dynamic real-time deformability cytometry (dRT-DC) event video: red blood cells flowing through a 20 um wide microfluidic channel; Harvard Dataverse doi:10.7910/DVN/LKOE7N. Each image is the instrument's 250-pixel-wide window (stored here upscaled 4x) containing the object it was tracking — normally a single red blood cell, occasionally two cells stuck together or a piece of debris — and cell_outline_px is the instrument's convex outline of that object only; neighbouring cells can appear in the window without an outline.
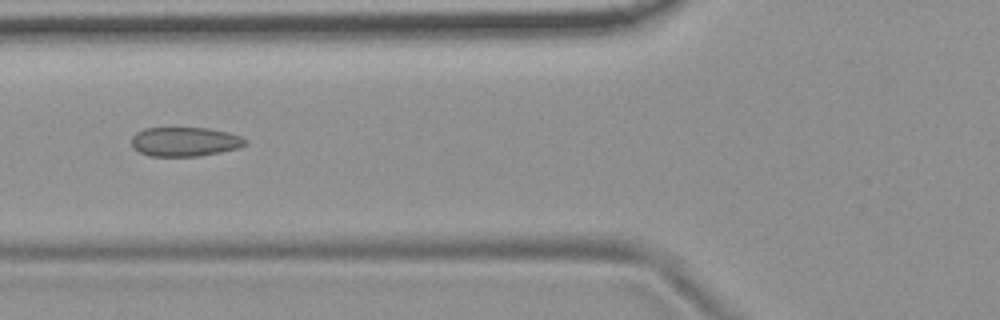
{"species": "common noctule bat (a hibernating species)", "species_latin": "Nyctalus noctula", "temperature_condition": "room temperature", "stored_images_in_passage": 9, "camera_frame_rate_fps": 3000, "um_per_image_px": 0.085, "animal": {"sex": "female", "body_mass_g": 19.9}, "frame": {"image": 1, "passage_image": 6, "time_ms": 6.0, "image_size_px": [1000, 320], "cell_outline_px": [[248, 144], [240, 148], [200, 156], [148, 156], [132, 148], [132, 136], [136, 132], [144, 128], [208, 128], [228, 132], [240, 136], [248, 140]], "centroid_in_image_um": [15.73, 12.05], "position_along_channel_um": 110.1, "area_um2": 19.59}}
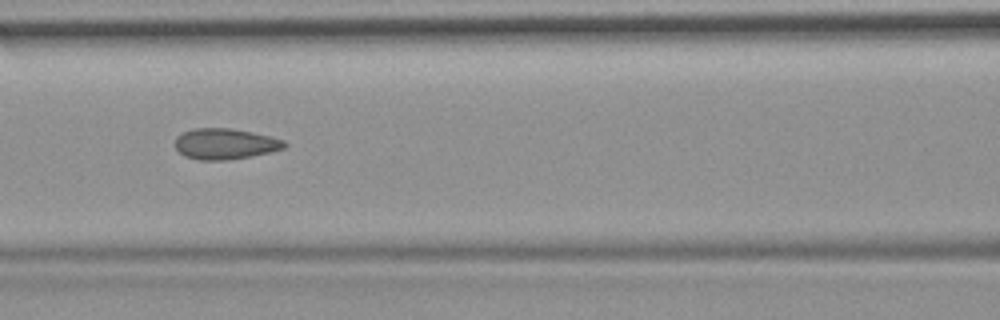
{"frame": {"image": 2, "passage_image": 7, "time_ms": 7.0, "image_size_px": [1000, 320], "cell_outline_px": [[288, 144], [284, 148], [268, 152], [228, 160], [200, 160], [184, 156], [176, 148], [176, 136], [192, 128], [228, 128], [252, 132], [284, 140]], "centroid_in_image_um": [19.11, 12.22], "position_along_channel_um": 147.5, "area_um2": 19.42}}
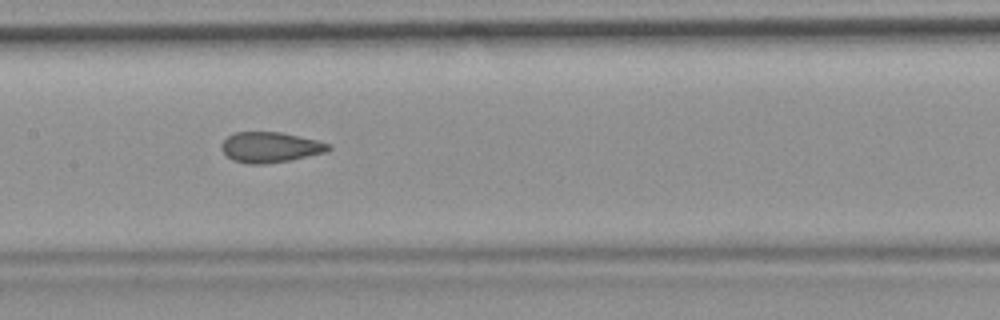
{"frame": {"image": 3, "passage_image": 8, "time_ms": 8.0, "image_size_px": [1000, 320], "cell_outline_px": [[332, 148], [328, 152], [292, 160], [264, 164], [248, 164], [232, 160], [220, 148], [220, 144], [228, 136], [236, 132], [280, 132], [316, 140], [332, 144]], "centroid_in_image_um": [23.0, 12.52], "position_along_channel_um": 184.4, "area_um2": 19.13}}